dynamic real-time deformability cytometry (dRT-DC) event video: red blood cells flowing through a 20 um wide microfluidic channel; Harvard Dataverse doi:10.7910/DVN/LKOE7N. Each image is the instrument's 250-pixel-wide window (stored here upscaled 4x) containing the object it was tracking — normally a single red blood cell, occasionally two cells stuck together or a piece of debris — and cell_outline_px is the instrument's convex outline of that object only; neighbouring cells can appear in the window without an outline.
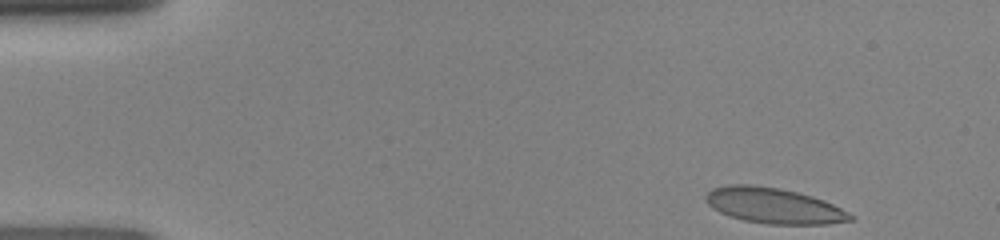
{"species": "human", "species_latin": "Homo sapiens", "temperature_condition": "room temperature", "stored_images_in_passage": 44, "camera_frame_rate_fps": 3000, "um_per_image_px": 0.085, "donor": {"sex": "female"}, "frame": {"image": 1, "passage_image": 1, "time_ms": 0.0, "image_size_px": [1000, 240], "cell_outline_px": [[856, 216], [852, 220], [828, 224], [768, 224], [744, 220], [728, 216], [712, 208], [704, 200], [704, 196], [712, 188], [728, 184], [752, 184], [780, 188], [812, 196], [824, 200]], "centroid_in_image_um": [65.74, 17.47], "position_along_channel_um": 19.3, "area_um2": 30.11}}
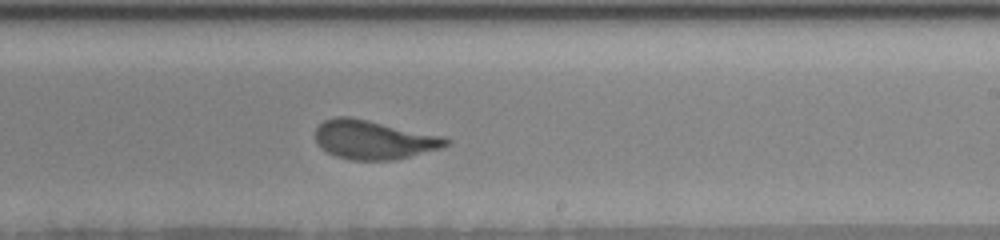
{"frame": {"image": 2, "passage_image": 25, "time_ms": 8.0, "image_size_px": [1000, 240], "cell_outline_px": [[452, 144], [444, 148], [396, 160], [352, 160], [336, 156], [320, 148], [316, 140], [316, 128], [324, 120], [336, 116], [348, 116], [368, 120], [444, 136], [452, 140]], "centroid_in_image_um": [31.83, 11.88], "position_along_channel_um": 257.2, "area_um2": 29.94}}
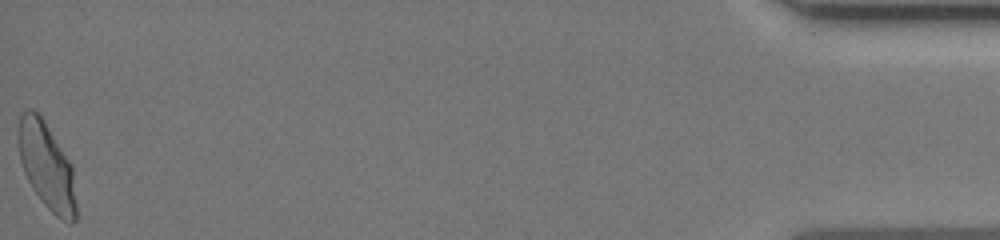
{"frame": {"image": 3, "passage_image": 44, "time_ms": 14.333, "image_size_px": [1000, 240], "cell_outline_px": [[76, 220], [72, 224], [68, 224], [60, 220], [44, 204], [32, 188], [24, 172], [20, 160], [16, 132], [20, 116], [24, 108], [32, 108], [44, 120], [72, 164], [76, 204]], "centroid_in_image_um": [3.95, 14.1], "position_along_channel_um": 431.2, "area_um2": 29.65}}